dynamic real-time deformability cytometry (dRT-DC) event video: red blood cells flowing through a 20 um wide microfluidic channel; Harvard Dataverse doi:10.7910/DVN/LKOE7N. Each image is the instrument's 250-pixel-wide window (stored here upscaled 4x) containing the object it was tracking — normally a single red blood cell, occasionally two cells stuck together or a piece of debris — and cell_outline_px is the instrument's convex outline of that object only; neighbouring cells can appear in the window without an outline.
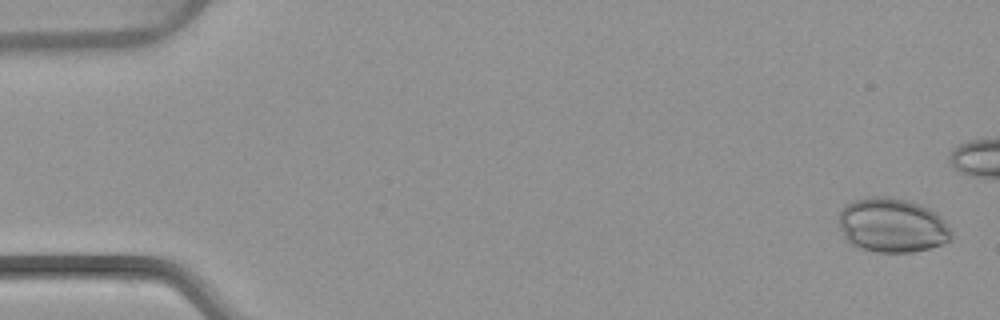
{"species": "common noctule bat (a hibernating species)", "species_latin": "Nyctalus noctula", "temperature_condition": "warm", "stored_images_in_passage": 6, "camera_frame_rate_fps": 3000, "um_per_image_px": 0.085, "animal": {"sex": "female", "body_mass_g": 22.7, "forearm_length_mm": 54.2}, "frame": {"image": 1, "passage_image": 1, "time_ms": 0.0, "image_size_px": [1000, 320], "cell_outline_px": [[952, 240], [928, 248], [912, 252], [876, 252], [860, 248], [852, 244], [844, 236], [840, 228], [840, 212], [848, 204], [856, 200], [872, 196], [892, 196], [908, 200], [932, 208], [952, 228]], "centroid_in_image_um": [75.89, 19.14], "position_along_channel_um": 9.1, "area_um2": 35.78}}